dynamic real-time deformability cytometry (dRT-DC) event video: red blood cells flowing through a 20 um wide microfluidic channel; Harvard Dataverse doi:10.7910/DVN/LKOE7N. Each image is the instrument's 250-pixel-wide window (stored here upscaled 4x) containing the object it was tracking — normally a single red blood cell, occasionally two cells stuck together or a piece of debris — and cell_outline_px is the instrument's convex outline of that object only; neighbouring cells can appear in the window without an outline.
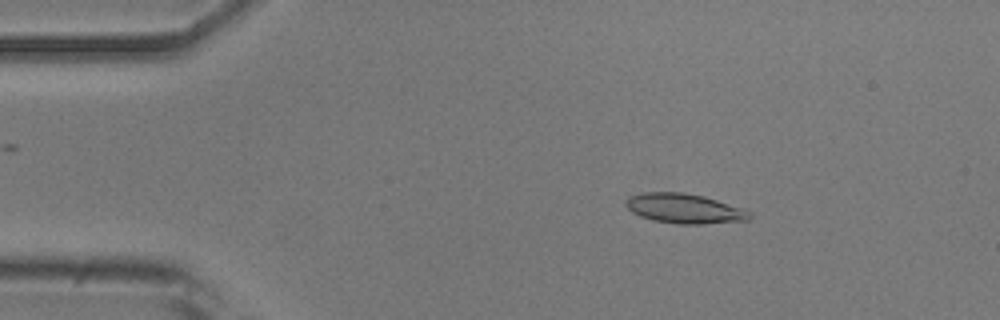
{"species": "common noctule bat (a hibernating species)", "species_latin": "Nyctalus noctula", "temperature_condition": "room temperature", "stored_images_in_passage": 52, "camera_frame_rate_fps": 3000, "um_per_image_px": 0.085, "animal": {"sex": "male", "body_mass_g": 20.5, "forearm_length_mm": 52.5}, "frame": {"image": 1, "passage_image": 8, "time_ms": 2.333, "image_size_px": [1000, 320], "cell_outline_px": [[752, 216], [748, 220], [704, 224], [676, 224], [652, 220], [640, 216], [632, 212], [624, 204], [628, 196], [644, 192], [680, 192], [704, 196], [744, 208], [752, 212]], "centroid_in_image_um": [58.18, 17.73], "position_along_channel_um": 26.8, "area_um2": 21.68}}
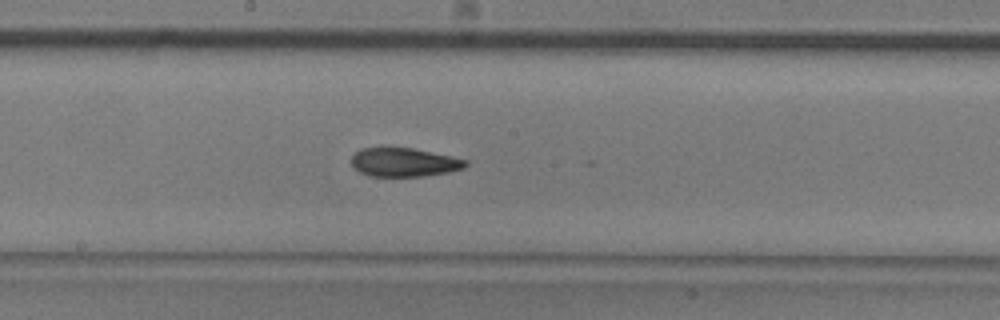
{"frame": {"image": 2, "passage_image": 27, "time_ms": 8.667, "image_size_px": [1000, 320], "cell_outline_px": [[468, 164], [464, 168], [448, 172], [424, 176], [368, 176], [360, 172], [352, 164], [352, 156], [360, 148], [412, 148], [452, 156], [468, 160]], "centroid_in_image_um": [34.37, 13.79], "position_along_channel_um": 213.8, "area_um2": 19.02}}
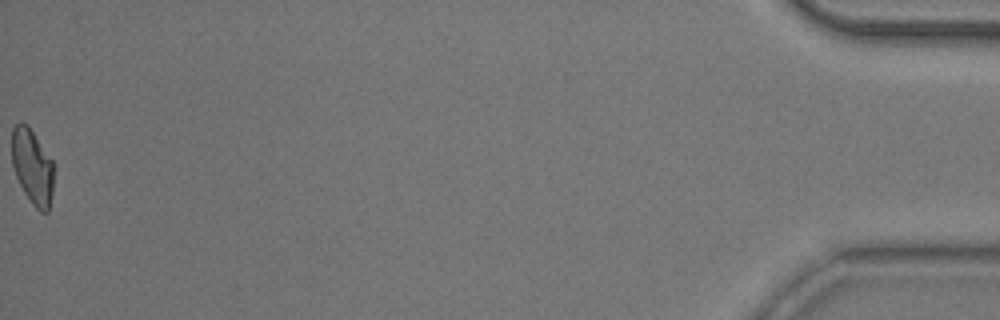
{"frame": {"image": 3, "passage_image": 52, "time_ms": 17.0, "image_size_px": [1000, 320], "cell_outline_px": [[52, 192], [48, 212], [40, 212], [32, 204], [24, 192], [16, 176], [12, 164], [12, 128], [16, 124], [24, 124], [32, 132], [52, 160]], "centroid_in_image_um": [2.73, 14.22], "position_along_channel_um": 432.5, "area_um2": 17.8}, "authors_computed_cell_mechanics": {"area_um2": 20.0277, "velocity_mm_per_s": 3.8583, "shape_relaxation_time_tau1_ms": 8.7912, "shape_relaxation_time_tau2_ms": 2.9987, "deformation_change_tau1": 0.2213, "deformation_change_tau2": 0.093}}